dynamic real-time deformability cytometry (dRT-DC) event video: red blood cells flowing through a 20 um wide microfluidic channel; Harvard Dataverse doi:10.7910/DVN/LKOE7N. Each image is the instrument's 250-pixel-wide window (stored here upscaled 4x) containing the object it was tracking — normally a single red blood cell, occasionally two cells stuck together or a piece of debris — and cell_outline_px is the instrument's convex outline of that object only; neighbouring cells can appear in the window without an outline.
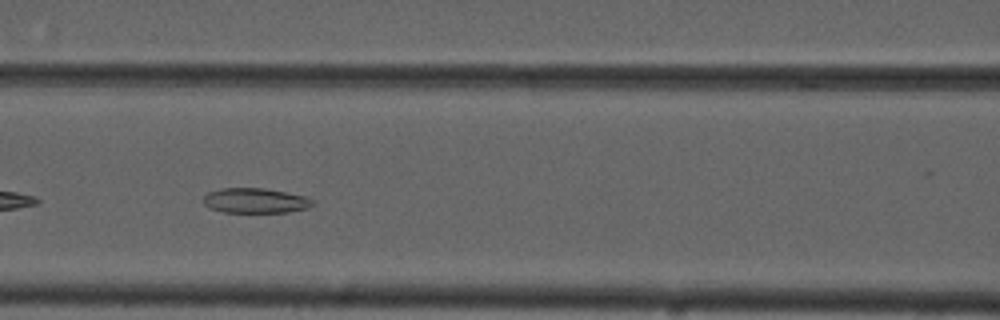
{"species": "common noctule bat (a hibernating species)", "species_latin": "Nyctalus noctula", "temperature_condition": "cold", "stored_images_in_passage": 39, "camera_frame_rate_fps": 3000, "um_per_image_px": 0.085, "animal": {"sex": "male", "forearm_length_mm": 52.5}, "frame": {"image": 1, "passage_image": 8, "time_ms": 2.333, "image_size_px": [1000, 320], "cell_outline_px": [[312, 204], [308, 208], [288, 212], [224, 212], [212, 208], [204, 204], [204, 196], [208, 192], [220, 188], [264, 188], [304, 196], [312, 200]], "centroid_in_image_um": [21.68, 17.05], "position_along_channel_um": 144.9, "area_um2": 15.66}}
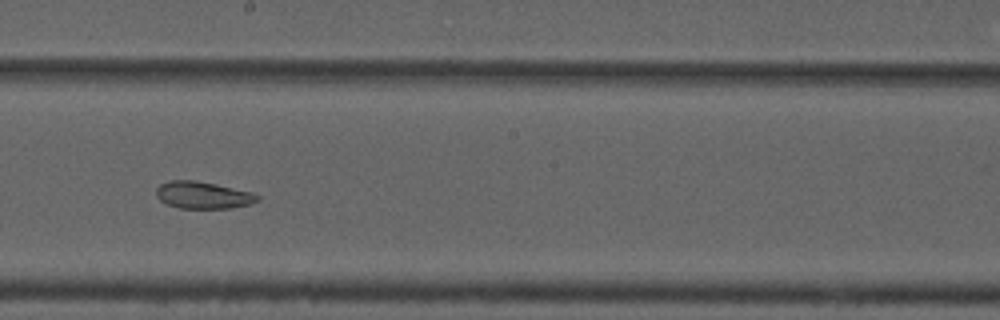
{"frame": {"image": 2, "passage_image": 15, "time_ms": 4.667, "image_size_px": [1000, 320], "cell_outline_px": [[260, 200], [248, 204], [232, 208], [180, 208], [168, 204], [160, 200], [156, 196], [156, 188], [160, 184], [172, 180], [192, 180], [216, 184], [252, 192], [260, 196]], "centroid_in_image_um": [17.26, 16.58], "position_along_channel_um": 230.9, "area_um2": 15.9}}
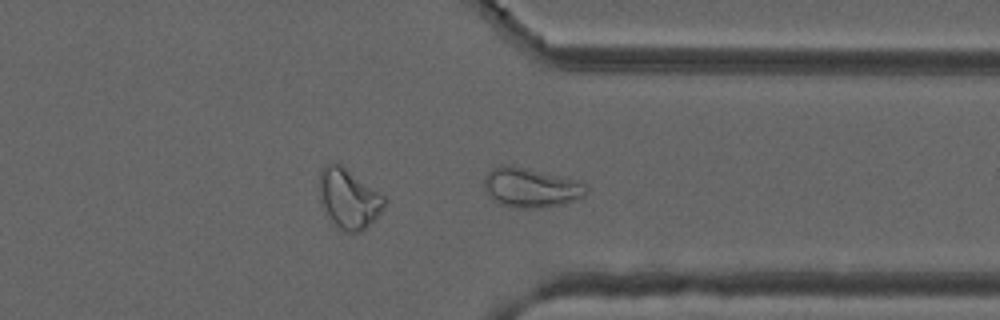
{"frame": {"image": 3, "passage_image": 26, "time_ms": 8.333, "image_size_px": [1000, 320], "cell_outline_px": [[588, 188], [584, 196], [564, 204], [536, 208], [516, 208], [500, 204], [492, 200], [484, 188], [484, 176], [492, 168], [500, 164], [512, 164], [572, 180], [584, 184]], "centroid_in_image_um": [45.04, 15.95], "position_along_channel_um": 366.4, "area_um2": 23.41}, "authors_computed_cell_mechanics": {"area_um2": 17.6868, "velocity_mm_per_s": 3.7012, "shape_relaxation_time_tau1_ms": null, "shape_relaxation_time_tau2_ms": 4.6749, "deformation_change_tau1": null, "deformation_change_tau2": 0.0939}}